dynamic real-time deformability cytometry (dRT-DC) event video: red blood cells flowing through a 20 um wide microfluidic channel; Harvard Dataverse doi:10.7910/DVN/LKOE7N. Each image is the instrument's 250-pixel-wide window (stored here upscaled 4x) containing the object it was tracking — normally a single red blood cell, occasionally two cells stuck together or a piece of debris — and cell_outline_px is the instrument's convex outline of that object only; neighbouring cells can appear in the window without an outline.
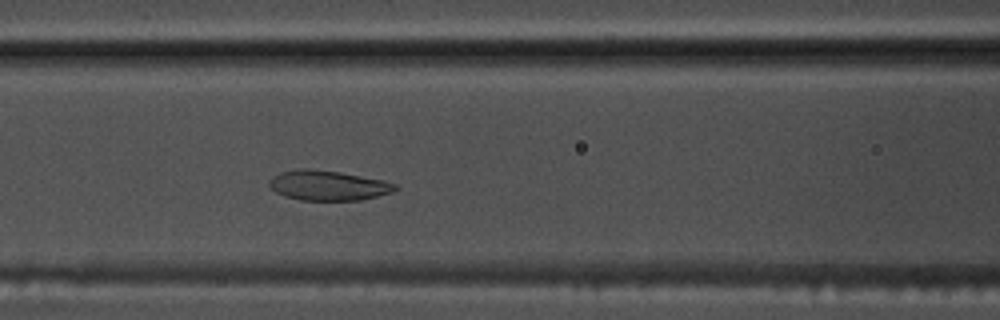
{"species": "common noctule bat (a hibernating species)", "species_latin": "Nyctalus noctula", "temperature_condition": "warm", "stored_images_in_passage": 50, "camera_frame_rate_fps": 3000, "um_per_image_px": 0.085, "animal": {"sex": "male", "body_mass_g": 17.5, "forearm_length_mm": 52.3}, "frame": {"image": 1, "passage_image": 18, "time_ms": 5.667, "image_size_px": [1000, 320], "cell_outline_px": [[400, 188], [392, 192], [360, 200], [300, 200], [284, 196], [276, 192], [268, 184], [268, 180], [272, 176], [280, 172], [300, 168], [312, 168], [340, 172], [380, 180], [396, 184]], "centroid_in_image_um": [27.84, 15.75], "position_along_channel_um": 138.8, "area_um2": 21.96}}
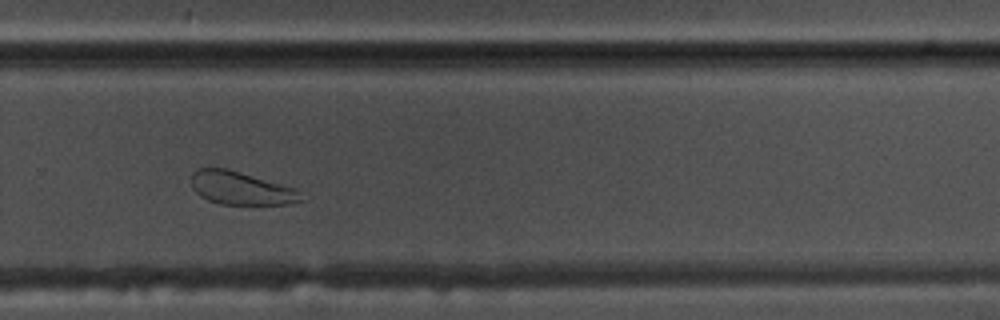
{"frame": {"image": 2, "passage_image": 32, "time_ms": 10.333, "image_size_px": [1000, 320], "cell_outline_px": [[300, 200], [288, 204], [220, 204], [208, 200], [200, 196], [192, 188], [192, 172], [196, 168], [228, 168], [296, 188]], "centroid_in_image_um": [20.41, 15.98], "position_along_channel_um": 309.4, "area_um2": 20.98}}
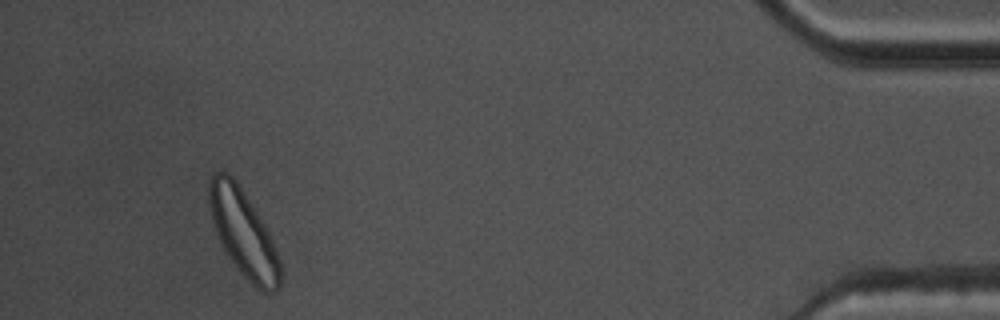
{"frame": {"image": 3, "passage_image": 46, "time_ms": 15.0, "image_size_px": [1000, 320], "cell_outline_px": [[280, 284], [276, 292], [264, 292], [256, 288], [240, 272], [228, 256], [216, 232], [212, 220], [208, 204], [208, 180], [216, 172], [228, 172], [232, 176], [264, 224], [268, 232], [280, 260]], "centroid_in_image_um": [20.67, 19.83], "position_along_channel_um": 414.5, "area_um2": 35.2}, "authors_computed_cell_mechanics": {"area_um2": 25.2008, "velocity_mm_per_s": 3.6638, "shape_relaxation_time_tau1_ms": 3.1278, "shape_relaxation_time_tau2_ms": 3.1507, "deformation_change_tau1": 0.0979, "deformation_change_tau2": 0.0743}}